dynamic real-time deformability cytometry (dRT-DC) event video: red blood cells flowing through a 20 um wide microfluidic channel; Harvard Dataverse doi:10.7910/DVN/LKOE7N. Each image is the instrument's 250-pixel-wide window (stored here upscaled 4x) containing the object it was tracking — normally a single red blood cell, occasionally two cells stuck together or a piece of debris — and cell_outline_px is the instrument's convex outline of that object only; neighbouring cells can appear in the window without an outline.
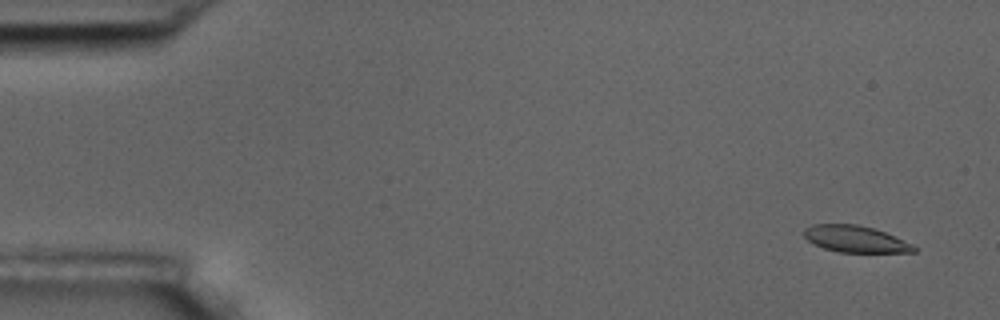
{"species": "common noctule bat (a hibernating species)", "species_latin": "Nyctalus noctula", "temperature_condition": "room temperature", "stored_images_in_passage": 5, "camera_frame_rate_fps": 3000, "um_per_image_px": 0.085, "animal": {"sex": "male", "body_mass_g": 17.5, "forearm_length_mm": 52.3}, "frame": {"image": 1, "passage_image": 2, "time_ms": 1.0, "image_size_px": [1000, 320], "cell_outline_px": [[916, 252], [836, 252], [812, 244], [804, 236], [804, 228], [812, 224], [856, 224], [872, 228], [884, 232], [912, 244], [916, 248]], "centroid_in_image_um": [72.66, 20.32], "position_along_channel_um": 12.3, "area_um2": 16.94}}